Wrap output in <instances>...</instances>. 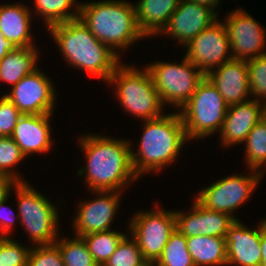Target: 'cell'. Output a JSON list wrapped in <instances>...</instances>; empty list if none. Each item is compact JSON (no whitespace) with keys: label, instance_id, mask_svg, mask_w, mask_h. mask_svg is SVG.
Returning <instances> with one entry per match:
<instances>
[{"label":"cell","instance_id":"1","mask_svg":"<svg viewBox=\"0 0 266 266\" xmlns=\"http://www.w3.org/2000/svg\"><path fill=\"white\" fill-rule=\"evenodd\" d=\"M97 133L80 135L79 149L86 163L79 167L78 177H84L85 188L92 191L123 192L139 180L131 159V139L115 138Z\"/></svg>","mask_w":266,"mask_h":266},{"label":"cell","instance_id":"2","mask_svg":"<svg viewBox=\"0 0 266 266\" xmlns=\"http://www.w3.org/2000/svg\"><path fill=\"white\" fill-rule=\"evenodd\" d=\"M45 31L56 43L66 66L97 77L104 84L123 60L99 41L79 18L55 24Z\"/></svg>","mask_w":266,"mask_h":266},{"label":"cell","instance_id":"3","mask_svg":"<svg viewBox=\"0 0 266 266\" xmlns=\"http://www.w3.org/2000/svg\"><path fill=\"white\" fill-rule=\"evenodd\" d=\"M141 124L143 132L136 151L131 143L132 166L139 179L146 173L158 174L170 167L178 160L185 143L189 142L178 111L142 121Z\"/></svg>","mask_w":266,"mask_h":266},{"label":"cell","instance_id":"4","mask_svg":"<svg viewBox=\"0 0 266 266\" xmlns=\"http://www.w3.org/2000/svg\"><path fill=\"white\" fill-rule=\"evenodd\" d=\"M79 19L119 57L138 40H145L138 28L135 5L127 0L80 2Z\"/></svg>","mask_w":266,"mask_h":266},{"label":"cell","instance_id":"5","mask_svg":"<svg viewBox=\"0 0 266 266\" xmlns=\"http://www.w3.org/2000/svg\"><path fill=\"white\" fill-rule=\"evenodd\" d=\"M122 61L105 85L115 86V97L124 112L138 121L158 118L164 114V105L154 86L150 71Z\"/></svg>","mask_w":266,"mask_h":266},{"label":"cell","instance_id":"6","mask_svg":"<svg viewBox=\"0 0 266 266\" xmlns=\"http://www.w3.org/2000/svg\"><path fill=\"white\" fill-rule=\"evenodd\" d=\"M12 191L17 199L19 223L22 229H25L31 246L54 244L61 233L58 208L62 201L53 204L49 197L47 198L28 181L16 182L11 188Z\"/></svg>","mask_w":266,"mask_h":266},{"label":"cell","instance_id":"7","mask_svg":"<svg viewBox=\"0 0 266 266\" xmlns=\"http://www.w3.org/2000/svg\"><path fill=\"white\" fill-rule=\"evenodd\" d=\"M227 109L224 98L205 76L194 94L178 110L188 141H198L220 133Z\"/></svg>","mask_w":266,"mask_h":266},{"label":"cell","instance_id":"8","mask_svg":"<svg viewBox=\"0 0 266 266\" xmlns=\"http://www.w3.org/2000/svg\"><path fill=\"white\" fill-rule=\"evenodd\" d=\"M145 66L151 73L162 104L175 111L181 109L205 77L185 56L179 63L159 60Z\"/></svg>","mask_w":266,"mask_h":266},{"label":"cell","instance_id":"9","mask_svg":"<svg viewBox=\"0 0 266 266\" xmlns=\"http://www.w3.org/2000/svg\"><path fill=\"white\" fill-rule=\"evenodd\" d=\"M126 227L128 234L137 242L144 260L155 264L176 229V217L174 210L162 208L157 201L151 210L135 211Z\"/></svg>","mask_w":266,"mask_h":266},{"label":"cell","instance_id":"10","mask_svg":"<svg viewBox=\"0 0 266 266\" xmlns=\"http://www.w3.org/2000/svg\"><path fill=\"white\" fill-rule=\"evenodd\" d=\"M247 174L232 173L220 180L211 182L196 192L194 197L201 205L211 211L224 212L235 220L239 218L234 213L252 198L262 180L258 171L248 170Z\"/></svg>","mask_w":266,"mask_h":266},{"label":"cell","instance_id":"11","mask_svg":"<svg viewBox=\"0 0 266 266\" xmlns=\"http://www.w3.org/2000/svg\"><path fill=\"white\" fill-rule=\"evenodd\" d=\"M231 44L232 59L248 61L266 54V30L239 6L222 20Z\"/></svg>","mask_w":266,"mask_h":266},{"label":"cell","instance_id":"12","mask_svg":"<svg viewBox=\"0 0 266 266\" xmlns=\"http://www.w3.org/2000/svg\"><path fill=\"white\" fill-rule=\"evenodd\" d=\"M41 67L24 76L8 93H3L22 114H53L57 91Z\"/></svg>","mask_w":266,"mask_h":266},{"label":"cell","instance_id":"13","mask_svg":"<svg viewBox=\"0 0 266 266\" xmlns=\"http://www.w3.org/2000/svg\"><path fill=\"white\" fill-rule=\"evenodd\" d=\"M121 193L124 195L119 191H92L91 194L95 198L78 202L71 222L74 232L72 235L82 237L91 233L112 230L114 217L120 208Z\"/></svg>","mask_w":266,"mask_h":266},{"label":"cell","instance_id":"14","mask_svg":"<svg viewBox=\"0 0 266 266\" xmlns=\"http://www.w3.org/2000/svg\"><path fill=\"white\" fill-rule=\"evenodd\" d=\"M185 47L184 56L205 76L232 60L227 29L224 22L219 19L194 37Z\"/></svg>","mask_w":266,"mask_h":266},{"label":"cell","instance_id":"15","mask_svg":"<svg viewBox=\"0 0 266 266\" xmlns=\"http://www.w3.org/2000/svg\"><path fill=\"white\" fill-rule=\"evenodd\" d=\"M210 7L196 1L181 0L177 9L159 35L167 36L185 49V46L219 18Z\"/></svg>","mask_w":266,"mask_h":266},{"label":"cell","instance_id":"16","mask_svg":"<svg viewBox=\"0 0 266 266\" xmlns=\"http://www.w3.org/2000/svg\"><path fill=\"white\" fill-rule=\"evenodd\" d=\"M191 205V210H174L176 229L186 238L198 235L225 238L230 225L235 221L232 216L224 212L211 211L195 198Z\"/></svg>","mask_w":266,"mask_h":266},{"label":"cell","instance_id":"17","mask_svg":"<svg viewBox=\"0 0 266 266\" xmlns=\"http://www.w3.org/2000/svg\"><path fill=\"white\" fill-rule=\"evenodd\" d=\"M258 223L250 228L239 219L230 225L225 236L227 266L261 265V221Z\"/></svg>","mask_w":266,"mask_h":266},{"label":"cell","instance_id":"18","mask_svg":"<svg viewBox=\"0 0 266 266\" xmlns=\"http://www.w3.org/2000/svg\"><path fill=\"white\" fill-rule=\"evenodd\" d=\"M52 114H23L14 127L12 139L27 158L30 155L48 153L54 146Z\"/></svg>","mask_w":266,"mask_h":266},{"label":"cell","instance_id":"19","mask_svg":"<svg viewBox=\"0 0 266 266\" xmlns=\"http://www.w3.org/2000/svg\"><path fill=\"white\" fill-rule=\"evenodd\" d=\"M264 105L263 102L250 99L228 106L219 133L221 146L227 148L243 144L251 129L264 118Z\"/></svg>","mask_w":266,"mask_h":266},{"label":"cell","instance_id":"20","mask_svg":"<svg viewBox=\"0 0 266 266\" xmlns=\"http://www.w3.org/2000/svg\"><path fill=\"white\" fill-rule=\"evenodd\" d=\"M206 77L213 83L228 106L250 99L248 67L244 60H230L213 69Z\"/></svg>","mask_w":266,"mask_h":266},{"label":"cell","instance_id":"21","mask_svg":"<svg viewBox=\"0 0 266 266\" xmlns=\"http://www.w3.org/2000/svg\"><path fill=\"white\" fill-rule=\"evenodd\" d=\"M25 4H0V33L16 47L37 46L31 28L34 17Z\"/></svg>","mask_w":266,"mask_h":266},{"label":"cell","instance_id":"22","mask_svg":"<svg viewBox=\"0 0 266 266\" xmlns=\"http://www.w3.org/2000/svg\"><path fill=\"white\" fill-rule=\"evenodd\" d=\"M181 0H139L135 11L138 28L146 38L158 36Z\"/></svg>","mask_w":266,"mask_h":266},{"label":"cell","instance_id":"23","mask_svg":"<svg viewBox=\"0 0 266 266\" xmlns=\"http://www.w3.org/2000/svg\"><path fill=\"white\" fill-rule=\"evenodd\" d=\"M38 46L17 47L0 61V81L16 85L24 76L32 73L40 60Z\"/></svg>","mask_w":266,"mask_h":266},{"label":"cell","instance_id":"24","mask_svg":"<svg viewBox=\"0 0 266 266\" xmlns=\"http://www.w3.org/2000/svg\"><path fill=\"white\" fill-rule=\"evenodd\" d=\"M195 266H226L225 238L198 235L186 238Z\"/></svg>","mask_w":266,"mask_h":266},{"label":"cell","instance_id":"25","mask_svg":"<svg viewBox=\"0 0 266 266\" xmlns=\"http://www.w3.org/2000/svg\"><path fill=\"white\" fill-rule=\"evenodd\" d=\"M33 16H39L49 27L79 18L80 3L77 0H33ZM34 12V13H33Z\"/></svg>","mask_w":266,"mask_h":266},{"label":"cell","instance_id":"26","mask_svg":"<svg viewBox=\"0 0 266 266\" xmlns=\"http://www.w3.org/2000/svg\"><path fill=\"white\" fill-rule=\"evenodd\" d=\"M245 161L247 169L260 172L266 171V120H260L249 132L244 141ZM265 168V169H264Z\"/></svg>","mask_w":266,"mask_h":266},{"label":"cell","instance_id":"27","mask_svg":"<svg viewBox=\"0 0 266 266\" xmlns=\"http://www.w3.org/2000/svg\"><path fill=\"white\" fill-rule=\"evenodd\" d=\"M125 232L114 230L96 232L82 236L88 251L98 266H104L115 252L120 241L126 236Z\"/></svg>","mask_w":266,"mask_h":266},{"label":"cell","instance_id":"28","mask_svg":"<svg viewBox=\"0 0 266 266\" xmlns=\"http://www.w3.org/2000/svg\"><path fill=\"white\" fill-rule=\"evenodd\" d=\"M54 244L61 252L64 266H98L81 237H63L61 234Z\"/></svg>","mask_w":266,"mask_h":266},{"label":"cell","instance_id":"29","mask_svg":"<svg viewBox=\"0 0 266 266\" xmlns=\"http://www.w3.org/2000/svg\"><path fill=\"white\" fill-rule=\"evenodd\" d=\"M156 266H195L188 251L186 237L175 229L163 249Z\"/></svg>","mask_w":266,"mask_h":266},{"label":"cell","instance_id":"30","mask_svg":"<svg viewBox=\"0 0 266 266\" xmlns=\"http://www.w3.org/2000/svg\"><path fill=\"white\" fill-rule=\"evenodd\" d=\"M25 158L12 137H0V174L12 178L15 182L27 181L22 177L20 170H17V165Z\"/></svg>","mask_w":266,"mask_h":266},{"label":"cell","instance_id":"31","mask_svg":"<svg viewBox=\"0 0 266 266\" xmlns=\"http://www.w3.org/2000/svg\"><path fill=\"white\" fill-rule=\"evenodd\" d=\"M146 264L137 242L130 234L128 237L127 232L104 266H145Z\"/></svg>","mask_w":266,"mask_h":266},{"label":"cell","instance_id":"32","mask_svg":"<svg viewBox=\"0 0 266 266\" xmlns=\"http://www.w3.org/2000/svg\"><path fill=\"white\" fill-rule=\"evenodd\" d=\"M12 238L0 237V266H27L32 246Z\"/></svg>","mask_w":266,"mask_h":266},{"label":"cell","instance_id":"33","mask_svg":"<svg viewBox=\"0 0 266 266\" xmlns=\"http://www.w3.org/2000/svg\"><path fill=\"white\" fill-rule=\"evenodd\" d=\"M252 99L266 103V54L246 61Z\"/></svg>","mask_w":266,"mask_h":266},{"label":"cell","instance_id":"34","mask_svg":"<svg viewBox=\"0 0 266 266\" xmlns=\"http://www.w3.org/2000/svg\"><path fill=\"white\" fill-rule=\"evenodd\" d=\"M27 266H64L61 252L55 244L32 246Z\"/></svg>","mask_w":266,"mask_h":266},{"label":"cell","instance_id":"35","mask_svg":"<svg viewBox=\"0 0 266 266\" xmlns=\"http://www.w3.org/2000/svg\"><path fill=\"white\" fill-rule=\"evenodd\" d=\"M22 115L4 94L0 96V137H11L18 119Z\"/></svg>","mask_w":266,"mask_h":266},{"label":"cell","instance_id":"36","mask_svg":"<svg viewBox=\"0 0 266 266\" xmlns=\"http://www.w3.org/2000/svg\"><path fill=\"white\" fill-rule=\"evenodd\" d=\"M11 195L12 193L10 192V195L0 202V237H12L11 232L15 231L14 225H18L16 220L20 222L18 221L20 220L19 214L13 211V207L11 208L8 206L9 204H6Z\"/></svg>","mask_w":266,"mask_h":266},{"label":"cell","instance_id":"37","mask_svg":"<svg viewBox=\"0 0 266 266\" xmlns=\"http://www.w3.org/2000/svg\"><path fill=\"white\" fill-rule=\"evenodd\" d=\"M15 183L12 178L0 174V202L10 195L11 188Z\"/></svg>","mask_w":266,"mask_h":266},{"label":"cell","instance_id":"38","mask_svg":"<svg viewBox=\"0 0 266 266\" xmlns=\"http://www.w3.org/2000/svg\"><path fill=\"white\" fill-rule=\"evenodd\" d=\"M17 47L9 40H7L0 33V61L10 52L14 51Z\"/></svg>","mask_w":266,"mask_h":266},{"label":"cell","instance_id":"39","mask_svg":"<svg viewBox=\"0 0 266 266\" xmlns=\"http://www.w3.org/2000/svg\"><path fill=\"white\" fill-rule=\"evenodd\" d=\"M262 260L260 266H266V218L261 220V242Z\"/></svg>","mask_w":266,"mask_h":266},{"label":"cell","instance_id":"40","mask_svg":"<svg viewBox=\"0 0 266 266\" xmlns=\"http://www.w3.org/2000/svg\"><path fill=\"white\" fill-rule=\"evenodd\" d=\"M191 1H196L200 4L206 5L211 9H213L217 14H218L217 9L220 7L219 6L220 2H222L221 0H191Z\"/></svg>","mask_w":266,"mask_h":266},{"label":"cell","instance_id":"41","mask_svg":"<svg viewBox=\"0 0 266 266\" xmlns=\"http://www.w3.org/2000/svg\"><path fill=\"white\" fill-rule=\"evenodd\" d=\"M264 118H265V120H266V103H265V105H264Z\"/></svg>","mask_w":266,"mask_h":266},{"label":"cell","instance_id":"42","mask_svg":"<svg viewBox=\"0 0 266 266\" xmlns=\"http://www.w3.org/2000/svg\"><path fill=\"white\" fill-rule=\"evenodd\" d=\"M145 266H152V263H147Z\"/></svg>","mask_w":266,"mask_h":266}]
</instances>
